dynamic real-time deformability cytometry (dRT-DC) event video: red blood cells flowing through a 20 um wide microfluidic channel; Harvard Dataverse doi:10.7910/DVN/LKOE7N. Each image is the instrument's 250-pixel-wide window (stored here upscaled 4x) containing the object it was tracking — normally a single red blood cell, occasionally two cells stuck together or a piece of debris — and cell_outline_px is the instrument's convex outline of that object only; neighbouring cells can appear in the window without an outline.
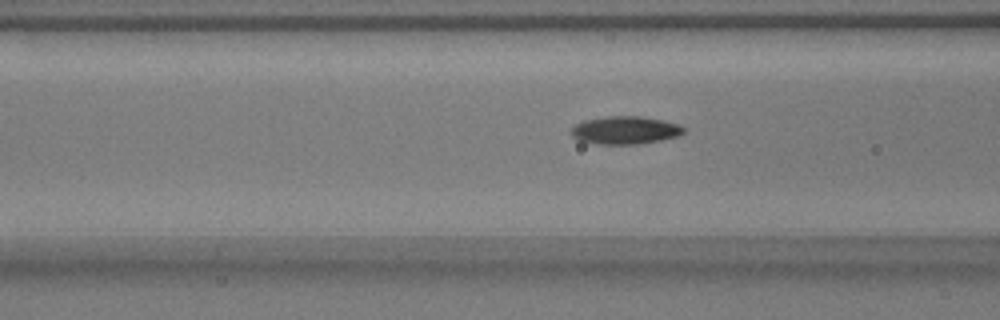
{"species": "common noctule bat (a hibernating species)", "species_latin": "Nyctalus noctula", "temperature_condition": "warm", "stored_images_in_passage": 40, "camera_frame_rate_fps": 3000, "um_per_image_px": 0.085, "animal": {"sex": "male", "body_mass_g": 17.9}, "frame": {"image": 1, "passage_image": 7, "time_ms": 2.0, "image_size_px": [1000, 320], "cell_outline_px": [[684, 132], [676, 136], [660, 140], [636, 144], [596, 144], [580, 140], [572, 136], [572, 128], [576, 124], [584, 120], [608, 116], [640, 116], [664, 120], [676, 124], [684, 128]], "centroid_in_image_um": [53.12, 11.06], "position_along_channel_um": 113.5, "area_um2": 18.03}}
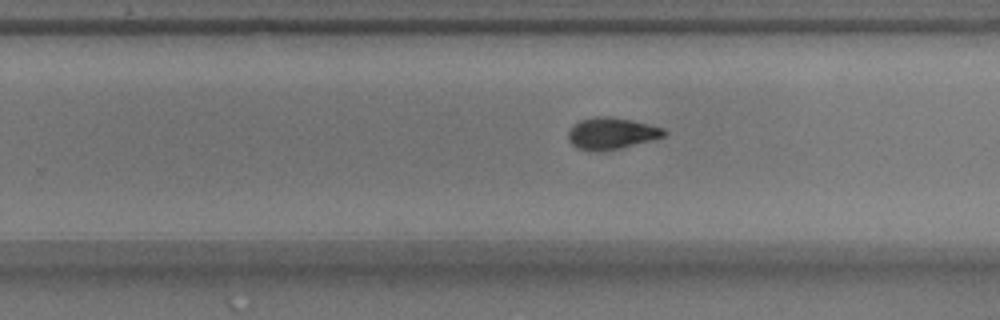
{"frame": {"image": 2, "passage_image": 20, "time_ms": 6.333, "image_size_px": [1000, 320], "cell_outline_px": [[668, 132], [664, 136], [652, 140], [620, 148], [596, 152], [576, 148], [568, 140], [568, 132], [572, 124], [580, 120], [592, 116], [612, 116], [632, 120], [664, 128]], "centroid_in_image_um": [51.95, 11.33], "position_along_channel_um": 277.9, "area_um2": 17.92}}
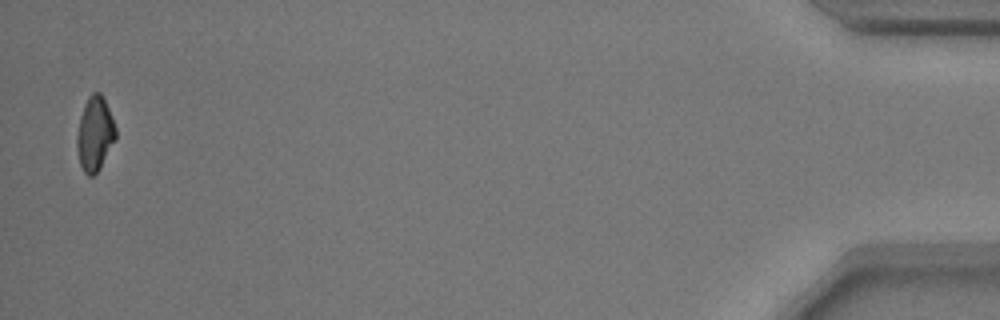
{"frame": {"image": 3, "passage_image": 39, "time_ms": 12.667, "image_size_px": [1000, 320], "cell_outline_px": [[116, 140], [100, 168], [92, 176], [88, 176], [84, 172], [80, 164], [76, 148], [76, 136], [80, 116], [84, 104], [88, 96], [92, 92], [100, 92], [104, 96], [116, 128]], "centroid_in_image_um": [8.06, 11.35], "position_along_channel_um": 427.1, "area_um2": 17.05}, "authors_computed_cell_mechanics": {"area_um2": 17.629, "velocity_mm_per_s": 3.7916, "shape_relaxation_time_tau1_ms": 2.8095, "shape_relaxation_time_tau2_ms": 4.2381, "deformation_change_tau1": 0.1533, "deformation_change_tau2": 0.079}}